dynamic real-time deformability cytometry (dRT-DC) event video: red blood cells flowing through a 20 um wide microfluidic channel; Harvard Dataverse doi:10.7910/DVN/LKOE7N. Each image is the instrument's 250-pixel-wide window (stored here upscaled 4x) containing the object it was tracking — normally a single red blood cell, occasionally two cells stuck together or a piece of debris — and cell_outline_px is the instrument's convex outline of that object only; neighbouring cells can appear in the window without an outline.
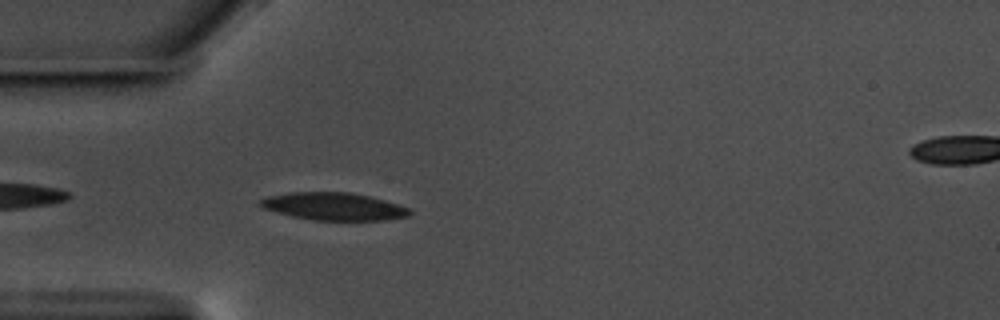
{"species": "common noctule bat (a hibernating species)", "species_latin": "Nyctalus noctula", "temperature_condition": "warm", "stored_images_in_passage": 44, "camera_frame_rate_fps": 3000, "um_per_image_px": 0.085, "animal": {"sex": "male", "body_mass_g": 17.5, "forearm_length_mm": 52.3}, "frame": {"image": 1, "passage_image": 3, "time_ms": 0.667, "image_size_px": [1000, 320], "cell_outline_px": [[412, 212], [408, 216], [384, 220], [312, 220], [292, 216], [264, 208], [260, 204], [260, 200], [268, 196], [288, 192], [348, 192], [368, 196], [400, 204], [408, 208]], "centroid_in_image_um": [28.39, 17.54], "position_along_channel_um": 56.6, "area_um2": 23.81}}
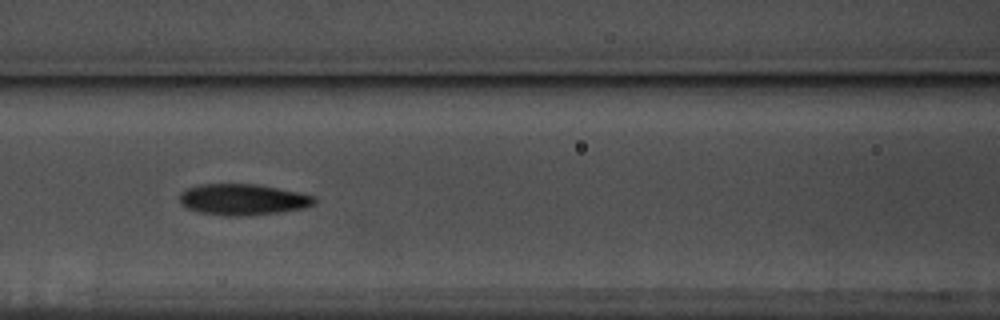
{"frame": {"image": 2, "passage_image": 11, "time_ms": 3.333, "image_size_px": [1000, 320], "cell_outline_px": [[316, 204], [304, 208], [280, 212], [244, 216], [224, 216], [200, 212], [188, 208], [180, 204], [180, 192], [188, 188], [200, 184], [256, 184], [316, 196]], "centroid_in_image_um": [20.65, 16.96], "position_along_channel_um": 146.0, "area_um2": 24.45}}
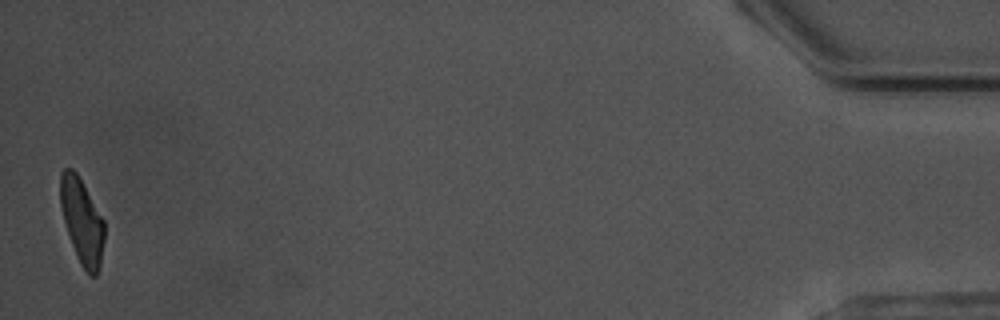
{"frame": {"image": 3, "passage_image": 43, "time_ms": 14.0, "image_size_px": [1000, 320], "cell_outline_px": [[104, 240], [100, 264], [96, 276], [88, 276], [80, 264], [76, 256], [64, 220], [60, 204], [60, 172], [64, 168], [72, 168], [76, 172], [104, 220]], "centroid_in_image_um": [6.96, 18.82], "position_along_channel_um": 428.2, "area_um2": 21.73}, "authors_computed_cell_mechanics": {"area_um2": 24.0737, "velocity_mm_per_s": 3.5349, "shape_relaxation_time_tau1_ms": 3.4974, "shape_relaxation_time_tau2_ms": 3.8936, "deformation_change_tau1": 0.1379, "deformation_change_tau2": 0.0869}}